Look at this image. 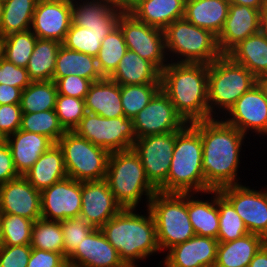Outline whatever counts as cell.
<instances>
[{
    "label": "cell",
    "instance_id": "1",
    "mask_svg": "<svg viewBox=\"0 0 267 267\" xmlns=\"http://www.w3.org/2000/svg\"><path fill=\"white\" fill-rule=\"evenodd\" d=\"M191 125L201 135L206 192L242 184L237 174L242 161V145L247 144L244 141L247 136L222 118H211Z\"/></svg>",
    "mask_w": 267,
    "mask_h": 267
},
{
    "label": "cell",
    "instance_id": "2",
    "mask_svg": "<svg viewBox=\"0 0 267 267\" xmlns=\"http://www.w3.org/2000/svg\"><path fill=\"white\" fill-rule=\"evenodd\" d=\"M141 210L145 215L137 208H123L100 228L127 267H139L137 263L161 251L154 217L148 207Z\"/></svg>",
    "mask_w": 267,
    "mask_h": 267
},
{
    "label": "cell",
    "instance_id": "3",
    "mask_svg": "<svg viewBox=\"0 0 267 267\" xmlns=\"http://www.w3.org/2000/svg\"><path fill=\"white\" fill-rule=\"evenodd\" d=\"M160 83L187 124L209 119L208 64L169 62Z\"/></svg>",
    "mask_w": 267,
    "mask_h": 267
},
{
    "label": "cell",
    "instance_id": "4",
    "mask_svg": "<svg viewBox=\"0 0 267 267\" xmlns=\"http://www.w3.org/2000/svg\"><path fill=\"white\" fill-rule=\"evenodd\" d=\"M203 147L200 133L191 125L176 131L173 156L167 178V193L206 194L202 168Z\"/></svg>",
    "mask_w": 267,
    "mask_h": 267
},
{
    "label": "cell",
    "instance_id": "5",
    "mask_svg": "<svg viewBox=\"0 0 267 267\" xmlns=\"http://www.w3.org/2000/svg\"><path fill=\"white\" fill-rule=\"evenodd\" d=\"M105 180L122 208H138L143 198L147 208L158 191L147 179L142 162L133 148L110 153Z\"/></svg>",
    "mask_w": 267,
    "mask_h": 267
},
{
    "label": "cell",
    "instance_id": "6",
    "mask_svg": "<svg viewBox=\"0 0 267 267\" xmlns=\"http://www.w3.org/2000/svg\"><path fill=\"white\" fill-rule=\"evenodd\" d=\"M254 85L256 77L228 55H221L208 64L209 119L223 118L235 102Z\"/></svg>",
    "mask_w": 267,
    "mask_h": 267
},
{
    "label": "cell",
    "instance_id": "7",
    "mask_svg": "<svg viewBox=\"0 0 267 267\" xmlns=\"http://www.w3.org/2000/svg\"><path fill=\"white\" fill-rule=\"evenodd\" d=\"M163 33L170 62L210 64L222 55L217 37L185 18L175 20Z\"/></svg>",
    "mask_w": 267,
    "mask_h": 267
},
{
    "label": "cell",
    "instance_id": "8",
    "mask_svg": "<svg viewBox=\"0 0 267 267\" xmlns=\"http://www.w3.org/2000/svg\"><path fill=\"white\" fill-rule=\"evenodd\" d=\"M157 232L160 250L167 252L196 235L188 213V193H163L157 191L149 206Z\"/></svg>",
    "mask_w": 267,
    "mask_h": 267
},
{
    "label": "cell",
    "instance_id": "9",
    "mask_svg": "<svg viewBox=\"0 0 267 267\" xmlns=\"http://www.w3.org/2000/svg\"><path fill=\"white\" fill-rule=\"evenodd\" d=\"M57 144L63 151L68 177L80 182L105 179L110 155L106 149L78 136L74 131L63 134Z\"/></svg>",
    "mask_w": 267,
    "mask_h": 267
},
{
    "label": "cell",
    "instance_id": "10",
    "mask_svg": "<svg viewBox=\"0 0 267 267\" xmlns=\"http://www.w3.org/2000/svg\"><path fill=\"white\" fill-rule=\"evenodd\" d=\"M73 131L109 153L131 149L137 139L133 119L125 116L105 118L87 112Z\"/></svg>",
    "mask_w": 267,
    "mask_h": 267
},
{
    "label": "cell",
    "instance_id": "11",
    "mask_svg": "<svg viewBox=\"0 0 267 267\" xmlns=\"http://www.w3.org/2000/svg\"><path fill=\"white\" fill-rule=\"evenodd\" d=\"M176 131L137 138L133 150L138 154L146 177L160 192L167 193V178L173 156Z\"/></svg>",
    "mask_w": 267,
    "mask_h": 267
},
{
    "label": "cell",
    "instance_id": "12",
    "mask_svg": "<svg viewBox=\"0 0 267 267\" xmlns=\"http://www.w3.org/2000/svg\"><path fill=\"white\" fill-rule=\"evenodd\" d=\"M118 26L129 50L152 62L160 71L168 65L170 61L162 29L147 25L132 14H122Z\"/></svg>",
    "mask_w": 267,
    "mask_h": 267
},
{
    "label": "cell",
    "instance_id": "13",
    "mask_svg": "<svg viewBox=\"0 0 267 267\" xmlns=\"http://www.w3.org/2000/svg\"><path fill=\"white\" fill-rule=\"evenodd\" d=\"M219 192L232 204L249 233L267 241V188L255 190L237 184L223 187Z\"/></svg>",
    "mask_w": 267,
    "mask_h": 267
},
{
    "label": "cell",
    "instance_id": "14",
    "mask_svg": "<svg viewBox=\"0 0 267 267\" xmlns=\"http://www.w3.org/2000/svg\"><path fill=\"white\" fill-rule=\"evenodd\" d=\"M186 125L170 98L161 89L133 118L136 138L179 131Z\"/></svg>",
    "mask_w": 267,
    "mask_h": 267
},
{
    "label": "cell",
    "instance_id": "15",
    "mask_svg": "<svg viewBox=\"0 0 267 267\" xmlns=\"http://www.w3.org/2000/svg\"><path fill=\"white\" fill-rule=\"evenodd\" d=\"M223 117L227 124L246 136L250 132L259 137L267 136V99L257 84L245 92Z\"/></svg>",
    "mask_w": 267,
    "mask_h": 267
},
{
    "label": "cell",
    "instance_id": "16",
    "mask_svg": "<svg viewBox=\"0 0 267 267\" xmlns=\"http://www.w3.org/2000/svg\"><path fill=\"white\" fill-rule=\"evenodd\" d=\"M81 182L66 177L41 191V218L62 221L80 216Z\"/></svg>",
    "mask_w": 267,
    "mask_h": 267
},
{
    "label": "cell",
    "instance_id": "17",
    "mask_svg": "<svg viewBox=\"0 0 267 267\" xmlns=\"http://www.w3.org/2000/svg\"><path fill=\"white\" fill-rule=\"evenodd\" d=\"M71 0H38L30 30L41 39L63 42L72 23Z\"/></svg>",
    "mask_w": 267,
    "mask_h": 267
},
{
    "label": "cell",
    "instance_id": "18",
    "mask_svg": "<svg viewBox=\"0 0 267 267\" xmlns=\"http://www.w3.org/2000/svg\"><path fill=\"white\" fill-rule=\"evenodd\" d=\"M81 197L80 216L95 229H100L123 209L105 179L81 182Z\"/></svg>",
    "mask_w": 267,
    "mask_h": 267
},
{
    "label": "cell",
    "instance_id": "19",
    "mask_svg": "<svg viewBox=\"0 0 267 267\" xmlns=\"http://www.w3.org/2000/svg\"><path fill=\"white\" fill-rule=\"evenodd\" d=\"M0 213L33 220L41 218V192L24 176L0 185Z\"/></svg>",
    "mask_w": 267,
    "mask_h": 267
},
{
    "label": "cell",
    "instance_id": "20",
    "mask_svg": "<svg viewBox=\"0 0 267 267\" xmlns=\"http://www.w3.org/2000/svg\"><path fill=\"white\" fill-rule=\"evenodd\" d=\"M218 245L217 239L194 235L170 248L158 267H214Z\"/></svg>",
    "mask_w": 267,
    "mask_h": 267
},
{
    "label": "cell",
    "instance_id": "21",
    "mask_svg": "<svg viewBox=\"0 0 267 267\" xmlns=\"http://www.w3.org/2000/svg\"><path fill=\"white\" fill-rule=\"evenodd\" d=\"M262 11L244 5H229L224 27L217 37L222 55H227L247 37L260 31Z\"/></svg>",
    "mask_w": 267,
    "mask_h": 267
},
{
    "label": "cell",
    "instance_id": "22",
    "mask_svg": "<svg viewBox=\"0 0 267 267\" xmlns=\"http://www.w3.org/2000/svg\"><path fill=\"white\" fill-rule=\"evenodd\" d=\"M70 267H127L101 229H94L67 258Z\"/></svg>",
    "mask_w": 267,
    "mask_h": 267
},
{
    "label": "cell",
    "instance_id": "23",
    "mask_svg": "<svg viewBox=\"0 0 267 267\" xmlns=\"http://www.w3.org/2000/svg\"><path fill=\"white\" fill-rule=\"evenodd\" d=\"M5 141L8 143L15 168L20 176H24L40 156L54 144L44 135L20 129L8 136Z\"/></svg>",
    "mask_w": 267,
    "mask_h": 267
},
{
    "label": "cell",
    "instance_id": "24",
    "mask_svg": "<svg viewBox=\"0 0 267 267\" xmlns=\"http://www.w3.org/2000/svg\"><path fill=\"white\" fill-rule=\"evenodd\" d=\"M84 103L87 112L105 118L125 116L121 103V85L109 77H104L91 84Z\"/></svg>",
    "mask_w": 267,
    "mask_h": 267
},
{
    "label": "cell",
    "instance_id": "25",
    "mask_svg": "<svg viewBox=\"0 0 267 267\" xmlns=\"http://www.w3.org/2000/svg\"><path fill=\"white\" fill-rule=\"evenodd\" d=\"M226 0H186L184 18L218 37L228 16Z\"/></svg>",
    "mask_w": 267,
    "mask_h": 267
},
{
    "label": "cell",
    "instance_id": "26",
    "mask_svg": "<svg viewBox=\"0 0 267 267\" xmlns=\"http://www.w3.org/2000/svg\"><path fill=\"white\" fill-rule=\"evenodd\" d=\"M67 176L63 151L57 143L44 152L24 175L40 192Z\"/></svg>",
    "mask_w": 267,
    "mask_h": 267
},
{
    "label": "cell",
    "instance_id": "27",
    "mask_svg": "<svg viewBox=\"0 0 267 267\" xmlns=\"http://www.w3.org/2000/svg\"><path fill=\"white\" fill-rule=\"evenodd\" d=\"M109 78L119 85L160 83L161 71L152 62L128 49Z\"/></svg>",
    "mask_w": 267,
    "mask_h": 267
},
{
    "label": "cell",
    "instance_id": "28",
    "mask_svg": "<svg viewBox=\"0 0 267 267\" xmlns=\"http://www.w3.org/2000/svg\"><path fill=\"white\" fill-rule=\"evenodd\" d=\"M206 194H211V197L204 200L202 197L198 198L199 193H188L189 218L196 235L217 239L219 230L217 190H210Z\"/></svg>",
    "mask_w": 267,
    "mask_h": 267
},
{
    "label": "cell",
    "instance_id": "29",
    "mask_svg": "<svg viewBox=\"0 0 267 267\" xmlns=\"http://www.w3.org/2000/svg\"><path fill=\"white\" fill-rule=\"evenodd\" d=\"M266 242L263 237L251 233L231 242H219L214 267H248Z\"/></svg>",
    "mask_w": 267,
    "mask_h": 267
},
{
    "label": "cell",
    "instance_id": "30",
    "mask_svg": "<svg viewBox=\"0 0 267 267\" xmlns=\"http://www.w3.org/2000/svg\"><path fill=\"white\" fill-rule=\"evenodd\" d=\"M186 0H143L131 13L137 20L164 30L184 18Z\"/></svg>",
    "mask_w": 267,
    "mask_h": 267
},
{
    "label": "cell",
    "instance_id": "31",
    "mask_svg": "<svg viewBox=\"0 0 267 267\" xmlns=\"http://www.w3.org/2000/svg\"><path fill=\"white\" fill-rule=\"evenodd\" d=\"M76 75L92 82L104 78L95 57L69 50L63 45L58 50L53 79Z\"/></svg>",
    "mask_w": 267,
    "mask_h": 267
},
{
    "label": "cell",
    "instance_id": "32",
    "mask_svg": "<svg viewBox=\"0 0 267 267\" xmlns=\"http://www.w3.org/2000/svg\"><path fill=\"white\" fill-rule=\"evenodd\" d=\"M227 55L255 77L267 74V40L260 31L241 41Z\"/></svg>",
    "mask_w": 267,
    "mask_h": 267
},
{
    "label": "cell",
    "instance_id": "33",
    "mask_svg": "<svg viewBox=\"0 0 267 267\" xmlns=\"http://www.w3.org/2000/svg\"><path fill=\"white\" fill-rule=\"evenodd\" d=\"M117 26L118 24H94L79 27L71 23L62 45L96 58L102 40Z\"/></svg>",
    "mask_w": 267,
    "mask_h": 267
},
{
    "label": "cell",
    "instance_id": "34",
    "mask_svg": "<svg viewBox=\"0 0 267 267\" xmlns=\"http://www.w3.org/2000/svg\"><path fill=\"white\" fill-rule=\"evenodd\" d=\"M72 24L79 27L94 24H118L122 13L111 0H71Z\"/></svg>",
    "mask_w": 267,
    "mask_h": 267
},
{
    "label": "cell",
    "instance_id": "35",
    "mask_svg": "<svg viewBox=\"0 0 267 267\" xmlns=\"http://www.w3.org/2000/svg\"><path fill=\"white\" fill-rule=\"evenodd\" d=\"M62 43L53 39L38 38L26 70L32 82L53 79L56 57Z\"/></svg>",
    "mask_w": 267,
    "mask_h": 267
},
{
    "label": "cell",
    "instance_id": "36",
    "mask_svg": "<svg viewBox=\"0 0 267 267\" xmlns=\"http://www.w3.org/2000/svg\"><path fill=\"white\" fill-rule=\"evenodd\" d=\"M38 0H5L0 37L30 30Z\"/></svg>",
    "mask_w": 267,
    "mask_h": 267
},
{
    "label": "cell",
    "instance_id": "37",
    "mask_svg": "<svg viewBox=\"0 0 267 267\" xmlns=\"http://www.w3.org/2000/svg\"><path fill=\"white\" fill-rule=\"evenodd\" d=\"M57 95V87L53 80L31 82L22 91L20 99L22 113L54 110Z\"/></svg>",
    "mask_w": 267,
    "mask_h": 267
},
{
    "label": "cell",
    "instance_id": "38",
    "mask_svg": "<svg viewBox=\"0 0 267 267\" xmlns=\"http://www.w3.org/2000/svg\"><path fill=\"white\" fill-rule=\"evenodd\" d=\"M128 48L123 32L117 26L101 42V48L96 57L99 70L103 77H110Z\"/></svg>",
    "mask_w": 267,
    "mask_h": 267
},
{
    "label": "cell",
    "instance_id": "39",
    "mask_svg": "<svg viewBox=\"0 0 267 267\" xmlns=\"http://www.w3.org/2000/svg\"><path fill=\"white\" fill-rule=\"evenodd\" d=\"M217 206L219 212L218 242H231L249 234L244 221L219 190H217Z\"/></svg>",
    "mask_w": 267,
    "mask_h": 267
},
{
    "label": "cell",
    "instance_id": "40",
    "mask_svg": "<svg viewBox=\"0 0 267 267\" xmlns=\"http://www.w3.org/2000/svg\"><path fill=\"white\" fill-rule=\"evenodd\" d=\"M31 248L57 252L64 255L61 221L40 218L33 223Z\"/></svg>",
    "mask_w": 267,
    "mask_h": 267
},
{
    "label": "cell",
    "instance_id": "41",
    "mask_svg": "<svg viewBox=\"0 0 267 267\" xmlns=\"http://www.w3.org/2000/svg\"><path fill=\"white\" fill-rule=\"evenodd\" d=\"M20 130L44 135L54 144L67 132L61 125L55 110L22 113Z\"/></svg>",
    "mask_w": 267,
    "mask_h": 267
},
{
    "label": "cell",
    "instance_id": "42",
    "mask_svg": "<svg viewBox=\"0 0 267 267\" xmlns=\"http://www.w3.org/2000/svg\"><path fill=\"white\" fill-rule=\"evenodd\" d=\"M38 37L31 31L10 34L2 38V56L16 66L26 68Z\"/></svg>",
    "mask_w": 267,
    "mask_h": 267
},
{
    "label": "cell",
    "instance_id": "43",
    "mask_svg": "<svg viewBox=\"0 0 267 267\" xmlns=\"http://www.w3.org/2000/svg\"><path fill=\"white\" fill-rule=\"evenodd\" d=\"M161 89V83L121 85V103L125 117L133 119Z\"/></svg>",
    "mask_w": 267,
    "mask_h": 267
},
{
    "label": "cell",
    "instance_id": "44",
    "mask_svg": "<svg viewBox=\"0 0 267 267\" xmlns=\"http://www.w3.org/2000/svg\"><path fill=\"white\" fill-rule=\"evenodd\" d=\"M33 220L15 214H1L3 246L31 245Z\"/></svg>",
    "mask_w": 267,
    "mask_h": 267
},
{
    "label": "cell",
    "instance_id": "45",
    "mask_svg": "<svg viewBox=\"0 0 267 267\" xmlns=\"http://www.w3.org/2000/svg\"><path fill=\"white\" fill-rule=\"evenodd\" d=\"M55 113L66 131H73L87 113L84 99L57 95Z\"/></svg>",
    "mask_w": 267,
    "mask_h": 267
},
{
    "label": "cell",
    "instance_id": "46",
    "mask_svg": "<svg viewBox=\"0 0 267 267\" xmlns=\"http://www.w3.org/2000/svg\"><path fill=\"white\" fill-rule=\"evenodd\" d=\"M64 240V256L68 258L95 228L85 218L77 216L61 221Z\"/></svg>",
    "mask_w": 267,
    "mask_h": 267
},
{
    "label": "cell",
    "instance_id": "47",
    "mask_svg": "<svg viewBox=\"0 0 267 267\" xmlns=\"http://www.w3.org/2000/svg\"><path fill=\"white\" fill-rule=\"evenodd\" d=\"M31 82L26 68L16 66L3 56L0 58V84L24 90Z\"/></svg>",
    "mask_w": 267,
    "mask_h": 267
},
{
    "label": "cell",
    "instance_id": "48",
    "mask_svg": "<svg viewBox=\"0 0 267 267\" xmlns=\"http://www.w3.org/2000/svg\"><path fill=\"white\" fill-rule=\"evenodd\" d=\"M22 109L20 104L0 105V139L5 140L21 127Z\"/></svg>",
    "mask_w": 267,
    "mask_h": 267
},
{
    "label": "cell",
    "instance_id": "49",
    "mask_svg": "<svg viewBox=\"0 0 267 267\" xmlns=\"http://www.w3.org/2000/svg\"><path fill=\"white\" fill-rule=\"evenodd\" d=\"M57 87V92L60 95L84 99L91 84V80L76 76L69 75L60 79H52Z\"/></svg>",
    "mask_w": 267,
    "mask_h": 267
},
{
    "label": "cell",
    "instance_id": "50",
    "mask_svg": "<svg viewBox=\"0 0 267 267\" xmlns=\"http://www.w3.org/2000/svg\"><path fill=\"white\" fill-rule=\"evenodd\" d=\"M31 251V245L2 246L0 267H27Z\"/></svg>",
    "mask_w": 267,
    "mask_h": 267
},
{
    "label": "cell",
    "instance_id": "51",
    "mask_svg": "<svg viewBox=\"0 0 267 267\" xmlns=\"http://www.w3.org/2000/svg\"><path fill=\"white\" fill-rule=\"evenodd\" d=\"M27 267H68V264L61 253L32 248Z\"/></svg>",
    "mask_w": 267,
    "mask_h": 267
},
{
    "label": "cell",
    "instance_id": "52",
    "mask_svg": "<svg viewBox=\"0 0 267 267\" xmlns=\"http://www.w3.org/2000/svg\"><path fill=\"white\" fill-rule=\"evenodd\" d=\"M19 176L8 143L0 139V185Z\"/></svg>",
    "mask_w": 267,
    "mask_h": 267
},
{
    "label": "cell",
    "instance_id": "53",
    "mask_svg": "<svg viewBox=\"0 0 267 267\" xmlns=\"http://www.w3.org/2000/svg\"><path fill=\"white\" fill-rule=\"evenodd\" d=\"M22 89L11 85L0 84V105L20 104Z\"/></svg>",
    "mask_w": 267,
    "mask_h": 267
},
{
    "label": "cell",
    "instance_id": "54",
    "mask_svg": "<svg viewBox=\"0 0 267 267\" xmlns=\"http://www.w3.org/2000/svg\"><path fill=\"white\" fill-rule=\"evenodd\" d=\"M143 0H111L114 7L122 14H131Z\"/></svg>",
    "mask_w": 267,
    "mask_h": 267
},
{
    "label": "cell",
    "instance_id": "55",
    "mask_svg": "<svg viewBox=\"0 0 267 267\" xmlns=\"http://www.w3.org/2000/svg\"><path fill=\"white\" fill-rule=\"evenodd\" d=\"M248 267H267V242L255 254Z\"/></svg>",
    "mask_w": 267,
    "mask_h": 267
},
{
    "label": "cell",
    "instance_id": "56",
    "mask_svg": "<svg viewBox=\"0 0 267 267\" xmlns=\"http://www.w3.org/2000/svg\"><path fill=\"white\" fill-rule=\"evenodd\" d=\"M230 5H244L263 11L267 0H226Z\"/></svg>",
    "mask_w": 267,
    "mask_h": 267
},
{
    "label": "cell",
    "instance_id": "57",
    "mask_svg": "<svg viewBox=\"0 0 267 267\" xmlns=\"http://www.w3.org/2000/svg\"><path fill=\"white\" fill-rule=\"evenodd\" d=\"M256 84L263 92L264 97L267 99V74L257 76Z\"/></svg>",
    "mask_w": 267,
    "mask_h": 267
},
{
    "label": "cell",
    "instance_id": "58",
    "mask_svg": "<svg viewBox=\"0 0 267 267\" xmlns=\"http://www.w3.org/2000/svg\"><path fill=\"white\" fill-rule=\"evenodd\" d=\"M260 32L264 35L267 40V5L263 9L261 14Z\"/></svg>",
    "mask_w": 267,
    "mask_h": 267
},
{
    "label": "cell",
    "instance_id": "59",
    "mask_svg": "<svg viewBox=\"0 0 267 267\" xmlns=\"http://www.w3.org/2000/svg\"><path fill=\"white\" fill-rule=\"evenodd\" d=\"M2 246H3V234H2L1 213H0V248Z\"/></svg>",
    "mask_w": 267,
    "mask_h": 267
},
{
    "label": "cell",
    "instance_id": "60",
    "mask_svg": "<svg viewBox=\"0 0 267 267\" xmlns=\"http://www.w3.org/2000/svg\"><path fill=\"white\" fill-rule=\"evenodd\" d=\"M3 5H4V1L0 0V24L2 21Z\"/></svg>",
    "mask_w": 267,
    "mask_h": 267
},
{
    "label": "cell",
    "instance_id": "61",
    "mask_svg": "<svg viewBox=\"0 0 267 267\" xmlns=\"http://www.w3.org/2000/svg\"><path fill=\"white\" fill-rule=\"evenodd\" d=\"M2 52H3V41L2 37H0V58L2 57Z\"/></svg>",
    "mask_w": 267,
    "mask_h": 267
}]
</instances>
